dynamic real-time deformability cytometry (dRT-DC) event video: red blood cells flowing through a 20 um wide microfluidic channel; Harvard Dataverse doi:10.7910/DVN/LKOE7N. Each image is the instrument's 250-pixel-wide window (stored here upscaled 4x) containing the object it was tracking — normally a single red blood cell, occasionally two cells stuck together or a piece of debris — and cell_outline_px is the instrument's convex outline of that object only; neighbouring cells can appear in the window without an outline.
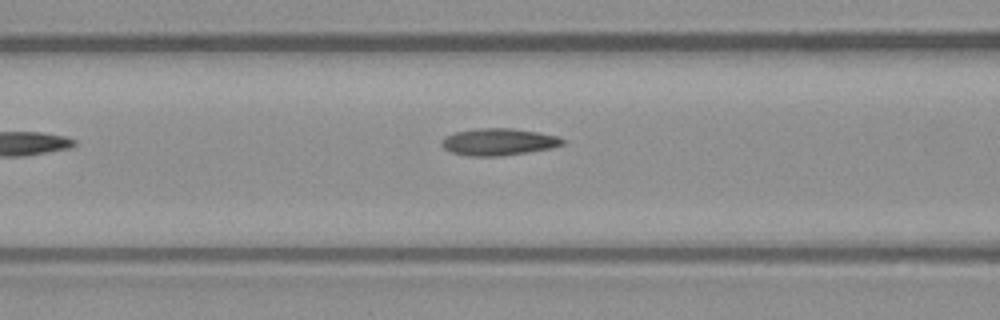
{"species": "common noctule bat (a hibernating species)", "species_latin": "Nyctalus noctula", "temperature_condition": "warm", "stored_images_in_passage": 5, "camera_frame_rate_fps": 3000, "um_per_image_px": 0.085, "animal": {"sex": "male", "body_mass_g": 23.1, "forearm_length_mm": 52.7}, "frame": {"image": 1, "passage_image": 5, "time_ms": 1.333, "image_size_px": [1000, 320], "cell_outline_px": [[564, 144], [552, 148], [500, 156], [468, 156], [452, 152], [444, 148], [440, 144], [440, 140], [444, 136], [456, 132], [480, 128], [512, 128], [560, 136], [564, 140]], "centroid_in_image_um": [42.36, 12.06], "position_along_channel_um": 124.2, "area_um2": 19.02}}